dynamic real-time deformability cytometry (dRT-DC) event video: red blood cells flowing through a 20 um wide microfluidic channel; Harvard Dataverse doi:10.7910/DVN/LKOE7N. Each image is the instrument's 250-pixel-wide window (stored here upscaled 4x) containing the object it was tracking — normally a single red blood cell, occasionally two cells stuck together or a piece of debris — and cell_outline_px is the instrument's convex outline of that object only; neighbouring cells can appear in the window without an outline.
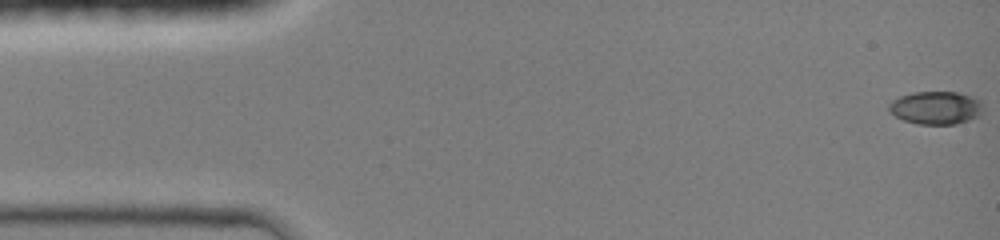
{"species": "common noctule bat (a hibernating species)", "species_latin": "Nyctalus noctula", "temperature_condition": "room temperature", "stored_images_in_passage": 38, "camera_frame_rate_fps": 3000, "um_per_image_px": 0.085, "animal": {"sex": "female", "body_mass_g": 19.0, "forearm_length_mm": 51.5}, "frame": {"image": 1, "passage_image": 1, "time_ms": 0.0, "image_size_px": [1000, 240], "cell_outline_px": [[984, 112], [968, 120], [956, 124], [920, 124], [904, 120], [888, 112], [888, 104], [892, 100], [900, 96], [912, 92], [956, 92], [972, 96], [980, 100], [984, 104]], "centroid_in_image_um": [79.56, 9.15], "position_along_channel_um": 5.4, "area_um2": 18.26}}
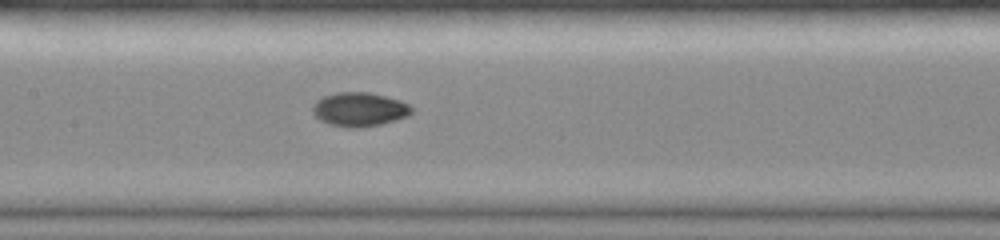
{"frame": {"image": 2, "passage_image": 21, "time_ms": 7.0, "image_size_px": [1000, 240], "cell_outline_px": [[412, 112], [408, 116], [396, 120], [364, 128], [348, 128], [328, 124], [320, 120], [312, 112], [312, 104], [316, 100], [324, 96], [336, 92], [368, 92], [400, 100], [408, 104], [412, 108]], "centroid_in_image_um": [30.52, 9.31], "position_along_channel_um": 176.9, "area_um2": 19.77}}
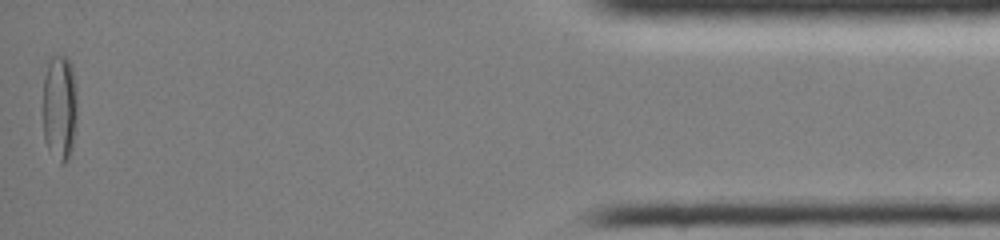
{"frame": {"image": 3, "passage_image": 38, "time_ms": 14.667, "image_size_px": [1000, 240], "cell_outline_px": [[76, 132], [72, 148], [68, 160], [64, 164], [60, 164], [48, 148], [44, 140], [44, 76], [48, 64], [52, 56], [68, 56], [72, 64], [76, 88]], "centroid_in_image_um": [5.09, 9.15], "position_along_channel_um": 430.1, "area_um2": 21.44}, "authors_computed_cell_mechanics": {"area_um2": 18.1492, "velocity_mm_per_s": 4.2784, "shape_relaxation_time_tau1_ms": 5.9623, "shape_relaxation_time_tau2_ms": 2.0905, "deformation_change_tau1": 0.2298, "deformation_change_tau2": 0.025}}